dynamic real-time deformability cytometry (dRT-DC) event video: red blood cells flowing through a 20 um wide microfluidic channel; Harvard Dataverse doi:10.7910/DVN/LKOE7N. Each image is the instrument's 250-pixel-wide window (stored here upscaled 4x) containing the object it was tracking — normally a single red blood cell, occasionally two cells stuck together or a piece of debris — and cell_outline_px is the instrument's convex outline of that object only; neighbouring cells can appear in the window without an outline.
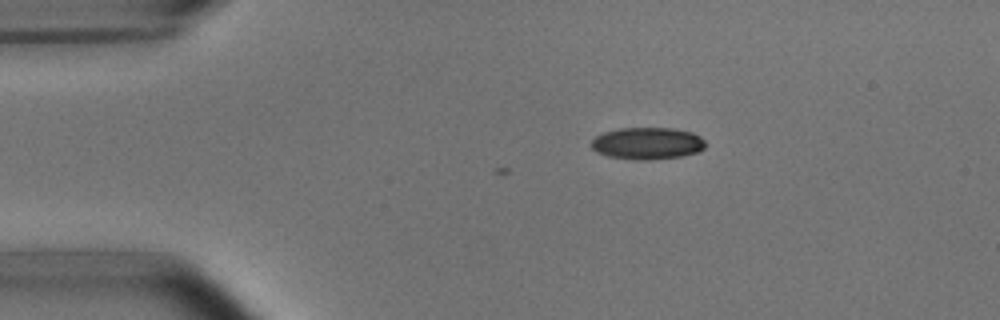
{"species": "common noctule bat (a hibernating species)", "species_latin": "Nyctalus noctula", "temperature_condition": "room temperature", "stored_images_in_passage": 8, "camera_frame_rate_fps": 3000, "um_per_image_px": 0.085, "animal": {"sex": "male", "body_mass_g": 15.6}, "frame": {"image": 1, "passage_image": 1, "time_ms": 0.0, "image_size_px": [1000, 320], "cell_outline_px": [[704, 148], [696, 152], [680, 156], [648, 160], [636, 160], [608, 156], [596, 152], [592, 148], [592, 140], [596, 136], [604, 132], [620, 128], [672, 128], [692, 132], [700, 136], [704, 140]], "centroid_in_image_um": [55.01, 12.18], "position_along_channel_um": 30.0, "area_um2": 21.15}}